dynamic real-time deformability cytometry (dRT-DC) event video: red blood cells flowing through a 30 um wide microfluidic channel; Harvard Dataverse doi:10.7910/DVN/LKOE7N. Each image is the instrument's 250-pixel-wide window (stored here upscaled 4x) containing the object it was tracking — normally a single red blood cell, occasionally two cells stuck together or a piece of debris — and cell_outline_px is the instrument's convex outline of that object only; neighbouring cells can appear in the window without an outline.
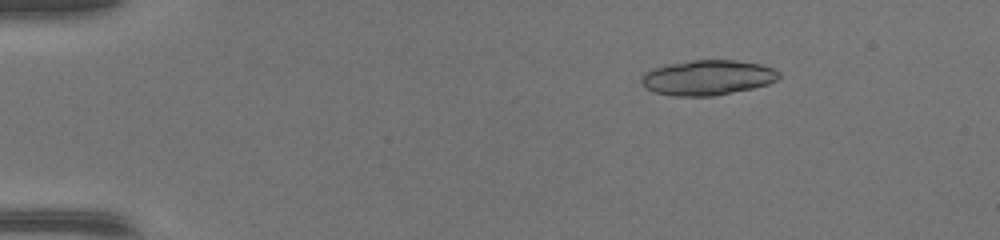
{"species": "common noctule bat (a hibernating species)", "species_latin": "Nyctalus noctula", "temperature_condition": "warm", "stored_images_in_passage": 49, "segment_of_instrument_passage": [1, 2], "camera_frame_rate_fps": 3000, "um_per_image_px": 0.085, "animal": {"sex": "female", "body_mass_g": 17.0, "forearm_length_mm": 48.0}, "frame": {"image": 1, "passage_image": 8, "time_ms": 2.333, "image_size_px": [1000, 240], "cell_outline_px": [[780, 80], [768, 84], [752, 88], [716, 96], [672, 96], [656, 92], [648, 88], [640, 80], [640, 76], [644, 72], [652, 68], [668, 64], [692, 60], [736, 60], [760, 64], [772, 68], [780, 72]], "centroid_in_image_um": [60.16, 6.59], "position_along_channel_um": 24.8, "area_um2": 28.26}}
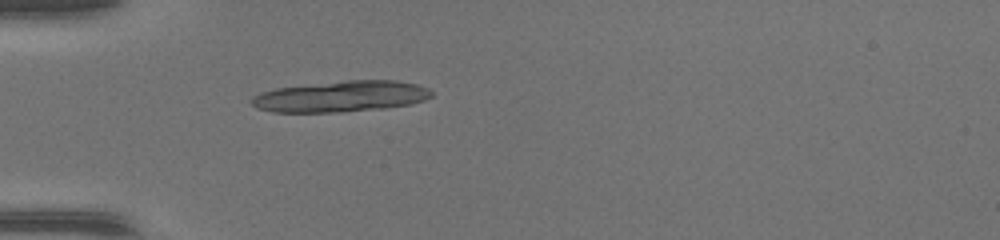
{"frame": {"image": 2, "passage_image": 16, "time_ms": 5.0, "image_size_px": [1000, 240], "cell_outline_px": [[432, 96], [424, 100], [412, 104], [384, 108], [340, 112], [272, 112], [256, 108], [248, 104], [248, 100], [252, 96], [260, 92], [276, 88], [348, 80], [396, 80], [416, 84], [428, 88], [432, 92]], "centroid_in_image_um": [28.93, 8.2], "position_along_channel_um": 56.1, "area_um2": 32.77}}